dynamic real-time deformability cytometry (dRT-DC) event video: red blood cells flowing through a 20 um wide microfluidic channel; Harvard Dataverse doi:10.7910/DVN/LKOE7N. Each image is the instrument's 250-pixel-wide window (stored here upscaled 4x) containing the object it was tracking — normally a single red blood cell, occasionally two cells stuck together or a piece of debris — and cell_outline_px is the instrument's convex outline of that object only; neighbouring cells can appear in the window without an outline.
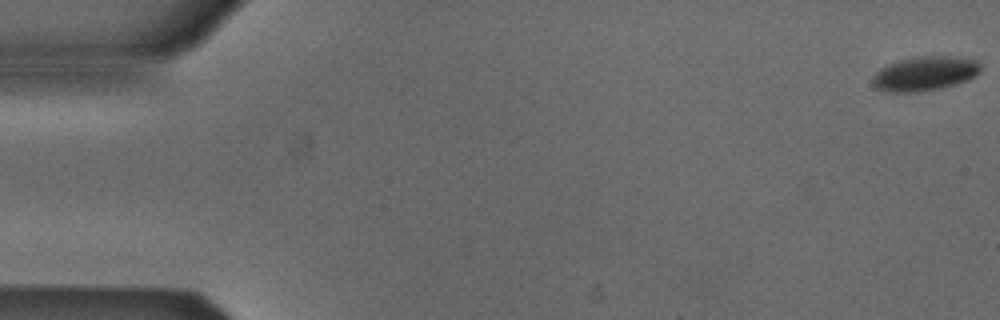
{"species": "Egyptian fruit bat (a non-hibernating species)", "species_latin": "Rousettus aegyptiacus", "temperature_condition": "cold", "stored_images_in_passage": 5, "camera_frame_rate_fps": 3000, "um_per_image_px": 0.085, "animal": {"sex": "male"}, "frame": {"image": 1, "passage_image": 1, "time_ms": 0.0, "image_size_px": [1000, 320], "cell_outline_px": [[980, 72], [968, 80], [956, 84], [940, 88], [916, 92], [888, 92], [876, 88], [872, 84], [872, 76], [880, 68], [896, 60], [916, 56], [956, 56], [976, 60], [980, 64]], "centroid_in_image_um": [78.59, 6.24], "position_along_channel_um": 6.4, "area_um2": 21.85}}
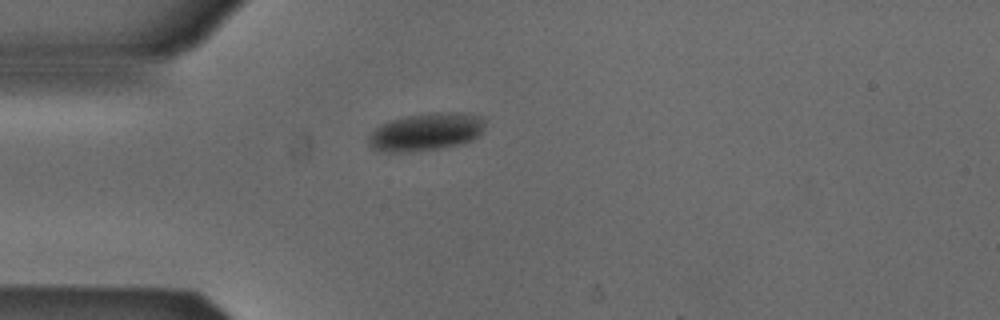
{"frame": {"image": 2, "passage_image": 5, "time_ms": 1.333, "image_size_px": [1000, 320], "cell_outline_px": [[484, 128], [480, 136], [472, 140], [456, 144], [436, 148], [408, 152], [376, 152], [368, 144], [368, 136], [380, 124], [388, 120], [428, 112], [460, 112], [484, 116]], "centroid_in_image_um": [36.19, 11.19], "position_along_channel_um": 48.8, "area_um2": 25.84}}